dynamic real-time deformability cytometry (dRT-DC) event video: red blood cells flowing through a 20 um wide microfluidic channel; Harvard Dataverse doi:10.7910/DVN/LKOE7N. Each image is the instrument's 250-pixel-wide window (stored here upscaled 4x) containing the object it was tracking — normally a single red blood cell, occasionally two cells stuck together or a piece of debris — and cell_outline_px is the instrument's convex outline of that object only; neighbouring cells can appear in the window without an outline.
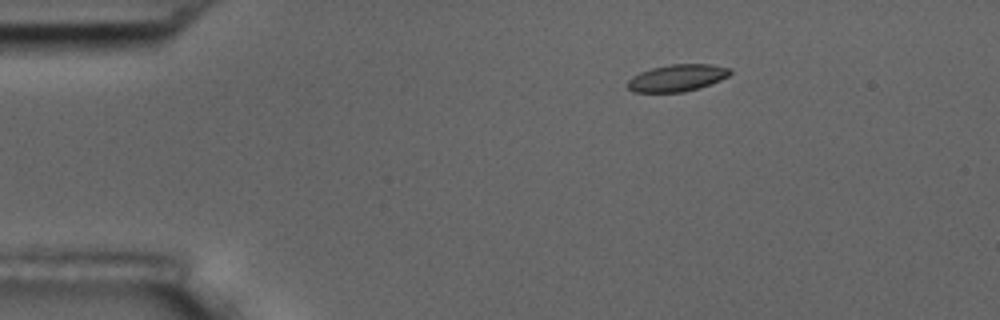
{"species": "common noctule bat (a hibernating species)", "species_latin": "Nyctalus noctula", "temperature_condition": "room temperature", "stored_images_in_passage": 3, "camera_frame_rate_fps": 3000, "um_per_image_px": 0.085, "animal": {"sex": "male", "body_mass_g": 17.5, "forearm_length_mm": 52.3}, "frame": {"image": 1, "passage_image": 1, "time_ms": 0.0, "image_size_px": [1000, 320], "cell_outline_px": [[732, 72], [728, 76], [720, 80], [700, 88], [684, 92], [632, 92], [624, 84], [632, 76], [640, 72], [652, 68], [672, 64], [712, 64], [732, 68]], "centroid_in_image_um": [57.55, 6.62], "position_along_channel_um": 27.5, "area_um2": 16.3}}